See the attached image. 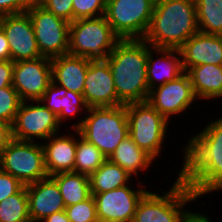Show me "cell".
Returning a JSON list of instances; mask_svg holds the SVG:
<instances>
[{
	"mask_svg": "<svg viewBox=\"0 0 222 222\" xmlns=\"http://www.w3.org/2000/svg\"><path fill=\"white\" fill-rule=\"evenodd\" d=\"M22 13V0H0V16Z\"/></svg>",
	"mask_w": 222,
	"mask_h": 222,
	"instance_id": "36",
	"label": "cell"
},
{
	"mask_svg": "<svg viewBox=\"0 0 222 222\" xmlns=\"http://www.w3.org/2000/svg\"><path fill=\"white\" fill-rule=\"evenodd\" d=\"M25 185L0 168V202L18 193Z\"/></svg>",
	"mask_w": 222,
	"mask_h": 222,
	"instance_id": "34",
	"label": "cell"
},
{
	"mask_svg": "<svg viewBox=\"0 0 222 222\" xmlns=\"http://www.w3.org/2000/svg\"><path fill=\"white\" fill-rule=\"evenodd\" d=\"M76 137L77 147L73 172L90 176L107 158L94 144L83 138L78 129H76Z\"/></svg>",
	"mask_w": 222,
	"mask_h": 222,
	"instance_id": "27",
	"label": "cell"
},
{
	"mask_svg": "<svg viewBox=\"0 0 222 222\" xmlns=\"http://www.w3.org/2000/svg\"><path fill=\"white\" fill-rule=\"evenodd\" d=\"M199 32L222 35V0H195Z\"/></svg>",
	"mask_w": 222,
	"mask_h": 222,
	"instance_id": "28",
	"label": "cell"
},
{
	"mask_svg": "<svg viewBox=\"0 0 222 222\" xmlns=\"http://www.w3.org/2000/svg\"><path fill=\"white\" fill-rule=\"evenodd\" d=\"M47 0H22V13L31 9L42 8Z\"/></svg>",
	"mask_w": 222,
	"mask_h": 222,
	"instance_id": "39",
	"label": "cell"
},
{
	"mask_svg": "<svg viewBox=\"0 0 222 222\" xmlns=\"http://www.w3.org/2000/svg\"><path fill=\"white\" fill-rule=\"evenodd\" d=\"M61 129L63 126L58 117L39 100L22 101L12 125V137L20 141L41 140L42 143L50 136L60 133Z\"/></svg>",
	"mask_w": 222,
	"mask_h": 222,
	"instance_id": "10",
	"label": "cell"
},
{
	"mask_svg": "<svg viewBox=\"0 0 222 222\" xmlns=\"http://www.w3.org/2000/svg\"><path fill=\"white\" fill-rule=\"evenodd\" d=\"M52 82L51 59L39 57L14 62L12 86L22 101H36Z\"/></svg>",
	"mask_w": 222,
	"mask_h": 222,
	"instance_id": "14",
	"label": "cell"
},
{
	"mask_svg": "<svg viewBox=\"0 0 222 222\" xmlns=\"http://www.w3.org/2000/svg\"><path fill=\"white\" fill-rule=\"evenodd\" d=\"M73 0H47L44 8L69 23L73 22Z\"/></svg>",
	"mask_w": 222,
	"mask_h": 222,
	"instance_id": "33",
	"label": "cell"
},
{
	"mask_svg": "<svg viewBox=\"0 0 222 222\" xmlns=\"http://www.w3.org/2000/svg\"><path fill=\"white\" fill-rule=\"evenodd\" d=\"M40 141L12 139L2 153L0 168L25 186L48 177Z\"/></svg>",
	"mask_w": 222,
	"mask_h": 222,
	"instance_id": "9",
	"label": "cell"
},
{
	"mask_svg": "<svg viewBox=\"0 0 222 222\" xmlns=\"http://www.w3.org/2000/svg\"><path fill=\"white\" fill-rule=\"evenodd\" d=\"M64 211L71 222H99L96 202L92 195L82 202L66 207Z\"/></svg>",
	"mask_w": 222,
	"mask_h": 222,
	"instance_id": "31",
	"label": "cell"
},
{
	"mask_svg": "<svg viewBox=\"0 0 222 222\" xmlns=\"http://www.w3.org/2000/svg\"><path fill=\"white\" fill-rule=\"evenodd\" d=\"M148 43L144 39L120 40L105 59L112 71L118 99L128 103L146 102Z\"/></svg>",
	"mask_w": 222,
	"mask_h": 222,
	"instance_id": "2",
	"label": "cell"
},
{
	"mask_svg": "<svg viewBox=\"0 0 222 222\" xmlns=\"http://www.w3.org/2000/svg\"><path fill=\"white\" fill-rule=\"evenodd\" d=\"M132 176L121 166L107 159L89 176L91 194L103 193L128 185L133 182Z\"/></svg>",
	"mask_w": 222,
	"mask_h": 222,
	"instance_id": "25",
	"label": "cell"
},
{
	"mask_svg": "<svg viewBox=\"0 0 222 222\" xmlns=\"http://www.w3.org/2000/svg\"><path fill=\"white\" fill-rule=\"evenodd\" d=\"M179 50L186 72L198 65H222V35L197 32Z\"/></svg>",
	"mask_w": 222,
	"mask_h": 222,
	"instance_id": "19",
	"label": "cell"
},
{
	"mask_svg": "<svg viewBox=\"0 0 222 222\" xmlns=\"http://www.w3.org/2000/svg\"><path fill=\"white\" fill-rule=\"evenodd\" d=\"M12 139V125L0 121V158Z\"/></svg>",
	"mask_w": 222,
	"mask_h": 222,
	"instance_id": "37",
	"label": "cell"
},
{
	"mask_svg": "<svg viewBox=\"0 0 222 222\" xmlns=\"http://www.w3.org/2000/svg\"><path fill=\"white\" fill-rule=\"evenodd\" d=\"M90 61L85 57L74 56L69 53L52 58V81L66 90L83 94Z\"/></svg>",
	"mask_w": 222,
	"mask_h": 222,
	"instance_id": "22",
	"label": "cell"
},
{
	"mask_svg": "<svg viewBox=\"0 0 222 222\" xmlns=\"http://www.w3.org/2000/svg\"><path fill=\"white\" fill-rule=\"evenodd\" d=\"M31 222H41L53 213L65 210L57 182L48 176L26 185Z\"/></svg>",
	"mask_w": 222,
	"mask_h": 222,
	"instance_id": "18",
	"label": "cell"
},
{
	"mask_svg": "<svg viewBox=\"0 0 222 222\" xmlns=\"http://www.w3.org/2000/svg\"><path fill=\"white\" fill-rule=\"evenodd\" d=\"M187 73L197 99L214 100L222 97V65L193 66Z\"/></svg>",
	"mask_w": 222,
	"mask_h": 222,
	"instance_id": "23",
	"label": "cell"
},
{
	"mask_svg": "<svg viewBox=\"0 0 222 222\" xmlns=\"http://www.w3.org/2000/svg\"><path fill=\"white\" fill-rule=\"evenodd\" d=\"M73 21L104 16L107 0H73Z\"/></svg>",
	"mask_w": 222,
	"mask_h": 222,
	"instance_id": "32",
	"label": "cell"
},
{
	"mask_svg": "<svg viewBox=\"0 0 222 222\" xmlns=\"http://www.w3.org/2000/svg\"><path fill=\"white\" fill-rule=\"evenodd\" d=\"M131 183L103 193L91 194L96 202L99 222H132L138 202L148 191L142 182ZM143 185V186H142ZM141 186V187H140Z\"/></svg>",
	"mask_w": 222,
	"mask_h": 222,
	"instance_id": "12",
	"label": "cell"
},
{
	"mask_svg": "<svg viewBox=\"0 0 222 222\" xmlns=\"http://www.w3.org/2000/svg\"><path fill=\"white\" fill-rule=\"evenodd\" d=\"M121 39L105 16L70 23L68 53L90 60H105Z\"/></svg>",
	"mask_w": 222,
	"mask_h": 222,
	"instance_id": "6",
	"label": "cell"
},
{
	"mask_svg": "<svg viewBox=\"0 0 222 222\" xmlns=\"http://www.w3.org/2000/svg\"><path fill=\"white\" fill-rule=\"evenodd\" d=\"M199 32L195 0L155 2L149 29L143 38L152 47L179 49Z\"/></svg>",
	"mask_w": 222,
	"mask_h": 222,
	"instance_id": "3",
	"label": "cell"
},
{
	"mask_svg": "<svg viewBox=\"0 0 222 222\" xmlns=\"http://www.w3.org/2000/svg\"><path fill=\"white\" fill-rule=\"evenodd\" d=\"M0 27L7 37L12 62L42 57L27 12L0 16Z\"/></svg>",
	"mask_w": 222,
	"mask_h": 222,
	"instance_id": "15",
	"label": "cell"
},
{
	"mask_svg": "<svg viewBox=\"0 0 222 222\" xmlns=\"http://www.w3.org/2000/svg\"><path fill=\"white\" fill-rule=\"evenodd\" d=\"M109 160L121 166L132 177L135 176L137 178L140 176L138 173L150 170L149 167L154 162V159L143 149L139 148L129 136L120 142Z\"/></svg>",
	"mask_w": 222,
	"mask_h": 222,
	"instance_id": "24",
	"label": "cell"
},
{
	"mask_svg": "<svg viewBox=\"0 0 222 222\" xmlns=\"http://www.w3.org/2000/svg\"><path fill=\"white\" fill-rule=\"evenodd\" d=\"M58 184L65 207L91 196L89 176L75 172H61L51 176Z\"/></svg>",
	"mask_w": 222,
	"mask_h": 222,
	"instance_id": "26",
	"label": "cell"
},
{
	"mask_svg": "<svg viewBox=\"0 0 222 222\" xmlns=\"http://www.w3.org/2000/svg\"><path fill=\"white\" fill-rule=\"evenodd\" d=\"M78 130L109 159L129 134L126 105L89 108Z\"/></svg>",
	"mask_w": 222,
	"mask_h": 222,
	"instance_id": "5",
	"label": "cell"
},
{
	"mask_svg": "<svg viewBox=\"0 0 222 222\" xmlns=\"http://www.w3.org/2000/svg\"><path fill=\"white\" fill-rule=\"evenodd\" d=\"M39 101L58 117V121L62 126L65 121L68 122L67 120L71 119V122L72 119L74 120L76 117H79L78 113L82 114L77 123L74 122L73 125L71 124V129H78L82 125L84 120L83 114L87 113L89 109L83 94L66 90L64 87L55 84L53 81L50 83Z\"/></svg>",
	"mask_w": 222,
	"mask_h": 222,
	"instance_id": "17",
	"label": "cell"
},
{
	"mask_svg": "<svg viewBox=\"0 0 222 222\" xmlns=\"http://www.w3.org/2000/svg\"><path fill=\"white\" fill-rule=\"evenodd\" d=\"M83 96L89 108L124 105L117 97L112 71L106 60L90 61Z\"/></svg>",
	"mask_w": 222,
	"mask_h": 222,
	"instance_id": "16",
	"label": "cell"
},
{
	"mask_svg": "<svg viewBox=\"0 0 222 222\" xmlns=\"http://www.w3.org/2000/svg\"><path fill=\"white\" fill-rule=\"evenodd\" d=\"M155 0H107L104 16L121 39H143L149 29Z\"/></svg>",
	"mask_w": 222,
	"mask_h": 222,
	"instance_id": "8",
	"label": "cell"
},
{
	"mask_svg": "<svg viewBox=\"0 0 222 222\" xmlns=\"http://www.w3.org/2000/svg\"><path fill=\"white\" fill-rule=\"evenodd\" d=\"M71 131L68 132L69 134L66 132L54 134L42 143L48 176L61 172H73L77 138L75 137L76 129Z\"/></svg>",
	"mask_w": 222,
	"mask_h": 222,
	"instance_id": "21",
	"label": "cell"
},
{
	"mask_svg": "<svg viewBox=\"0 0 222 222\" xmlns=\"http://www.w3.org/2000/svg\"><path fill=\"white\" fill-rule=\"evenodd\" d=\"M198 100L185 71L175 80L149 91L147 102L171 123V118L185 113Z\"/></svg>",
	"mask_w": 222,
	"mask_h": 222,
	"instance_id": "13",
	"label": "cell"
},
{
	"mask_svg": "<svg viewBox=\"0 0 222 222\" xmlns=\"http://www.w3.org/2000/svg\"><path fill=\"white\" fill-rule=\"evenodd\" d=\"M41 222H71V221L67 218L65 211L62 210L60 212H56L50 216H47Z\"/></svg>",
	"mask_w": 222,
	"mask_h": 222,
	"instance_id": "40",
	"label": "cell"
},
{
	"mask_svg": "<svg viewBox=\"0 0 222 222\" xmlns=\"http://www.w3.org/2000/svg\"><path fill=\"white\" fill-rule=\"evenodd\" d=\"M125 105L129 122L128 136L156 161L164 150L165 138L170 137L167 133L171 124L147 101Z\"/></svg>",
	"mask_w": 222,
	"mask_h": 222,
	"instance_id": "7",
	"label": "cell"
},
{
	"mask_svg": "<svg viewBox=\"0 0 222 222\" xmlns=\"http://www.w3.org/2000/svg\"><path fill=\"white\" fill-rule=\"evenodd\" d=\"M22 100L14 87L0 89V121L13 125Z\"/></svg>",
	"mask_w": 222,
	"mask_h": 222,
	"instance_id": "30",
	"label": "cell"
},
{
	"mask_svg": "<svg viewBox=\"0 0 222 222\" xmlns=\"http://www.w3.org/2000/svg\"><path fill=\"white\" fill-rule=\"evenodd\" d=\"M155 53L158 55L155 58ZM158 57V59H157ZM179 49L157 48L148 44L147 83L149 91L175 80L184 73Z\"/></svg>",
	"mask_w": 222,
	"mask_h": 222,
	"instance_id": "20",
	"label": "cell"
},
{
	"mask_svg": "<svg viewBox=\"0 0 222 222\" xmlns=\"http://www.w3.org/2000/svg\"><path fill=\"white\" fill-rule=\"evenodd\" d=\"M176 178L162 194L148 190L138 202L132 222H189L197 213L185 207L200 197Z\"/></svg>",
	"mask_w": 222,
	"mask_h": 222,
	"instance_id": "4",
	"label": "cell"
},
{
	"mask_svg": "<svg viewBox=\"0 0 222 222\" xmlns=\"http://www.w3.org/2000/svg\"><path fill=\"white\" fill-rule=\"evenodd\" d=\"M41 56L54 58L68 54L70 23L44 7L27 11Z\"/></svg>",
	"mask_w": 222,
	"mask_h": 222,
	"instance_id": "11",
	"label": "cell"
},
{
	"mask_svg": "<svg viewBox=\"0 0 222 222\" xmlns=\"http://www.w3.org/2000/svg\"><path fill=\"white\" fill-rule=\"evenodd\" d=\"M9 60L11 61V52L7 37L0 27V61Z\"/></svg>",
	"mask_w": 222,
	"mask_h": 222,
	"instance_id": "38",
	"label": "cell"
},
{
	"mask_svg": "<svg viewBox=\"0 0 222 222\" xmlns=\"http://www.w3.org/2000/svg\"><path fill=\"white\" fill-rule=\"evenodd\" d=\"M0 222H31L26 186L0 202Z\"/></svg>",
	"mask_w": 222,
	"mask_h": 222,
	"instance_id": "29",
	"label": "cell"
},
{
	"mask_svg": "<svg viewBox=\"0 0 222 222\" xmlns=\"http://www.w3.org/2000/svg\"><path fill=\"white\" fill-rule=\"evenodd\" d=\"M13 68L14 62L9 60L0 61V89L12 85Z\"/></svg>",
	"mask_w": 222,
	"mask_h": 222,
	"instance_id": "35",
	"label": "cell"
},
{
	"mask_svg": "<svg viewBox=\"0 0 222 222\" xmlns=\"http://www.w3.org/2000/svg\"><path fill=\"white\" fill-rule=\"evenodd\" d=\"M189 222H212V221L210 220L208 215L206 216L205 213L202 214L199 213L198 211L197 214Z\"/></svg>",
	"mask_w": 222,
	"mask_h": 222,
	"instance_id": "41",
	"label": "cell"
},
{
	"mask_svg": "<svg viewBox=\"0 0 222 222\" xmlns=\"http://www.w3.org/2000/svg\"><path fill=\"white\" fill-rule=\"evenodd\" d=\"M189 140V141H188ZM183 148L177 174L198 196L222 190V117L210 120L203 130L190 136Z\"/></svg>",
	"mask_w": 222,
	"mask_h": 222,
	"instance_id": "1",
	"label": "cell"
}]
</instances>
